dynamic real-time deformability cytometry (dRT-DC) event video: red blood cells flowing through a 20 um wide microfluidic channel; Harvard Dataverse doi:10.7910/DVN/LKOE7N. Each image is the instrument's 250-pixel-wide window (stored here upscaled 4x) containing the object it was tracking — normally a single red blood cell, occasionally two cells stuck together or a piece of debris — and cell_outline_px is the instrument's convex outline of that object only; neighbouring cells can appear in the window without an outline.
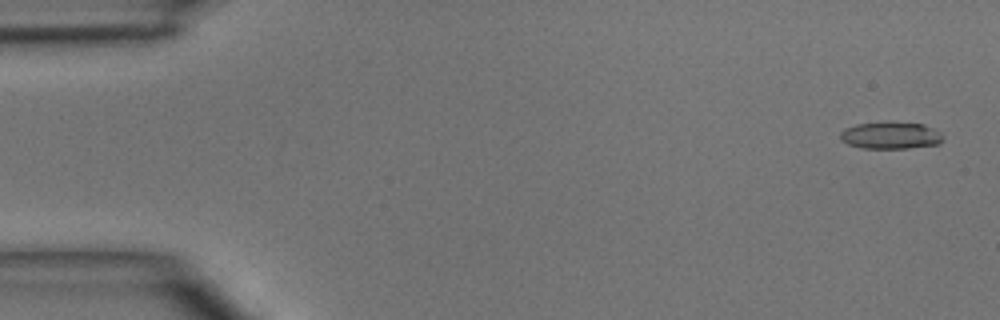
{"species": "common noctule bat (a hibernating species)", "species_latin": "Nyctalus noctula", "temperature_condition": "room temperature", "stored_images_in_passage": 5, "camera_frame_rate_fps": 3000, "um_per_image_px": 0.085, "animal": {"sex": "male", "body_mass_g": 15.6}, "frame": {"image": 1, "passage_image": 1, "time_ms": 0.0, "image_size_px": [1000, 320], "cell_outline_px": [[944, 140], [940, 144], [908, 148], [864, 148], [848, 144], [840, 140], [840, 132], [844, 128], [856, 124], [924, 124], [940, 132], [944, 136]], "centroid_in_image_um": [75.72, 11.55], "position_along_channel_um": 9.3, "area_um2": 15.72}}